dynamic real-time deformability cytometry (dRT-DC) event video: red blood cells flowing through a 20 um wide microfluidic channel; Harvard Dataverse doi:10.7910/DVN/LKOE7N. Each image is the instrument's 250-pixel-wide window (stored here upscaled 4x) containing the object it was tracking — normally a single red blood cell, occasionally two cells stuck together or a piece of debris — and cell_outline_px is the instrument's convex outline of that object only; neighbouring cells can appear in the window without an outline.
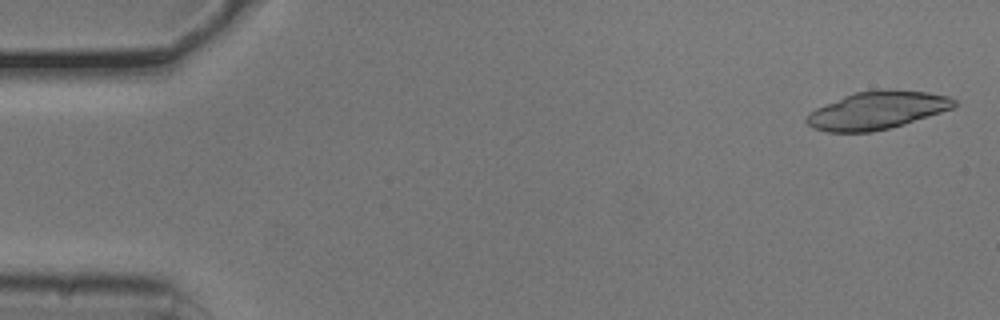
{"species": "common noctule bat (a hibernating species)", "species_latin": "Nyctalus noctula", "temperature_condition": "cold", "stored_images_in_passage": 52, "camera_frame_rate_fps": 3000, "um_per_image_px": 0.085, "animal": {"sex": "male", "body_mass_g": 20.5, "forearm_length_mm": 52.5}, "frame": {"image": 1, "passage_image": 2, "time_ms": 0.333, "image_size_px": [1000, 320], "cell_outline_px": [[956, 104], [952, 108], [904, 124], [872, 132], [828, 132], [812, 128], [804, 120], [808, 112], [816, 108], [844, 96], [856, 92], [884, 88], [928, 92], [948, 96], [956, 100]], "centroid_in_image_um": [74.52, 9.37], "position_along_channel_um": 10.5, "area_um2": 32.48}}
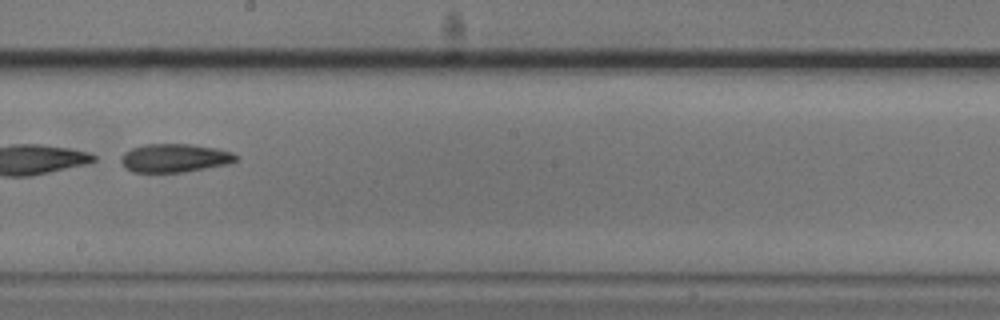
{"frame": {"image": 2, "passage_image": 30, "time_ms": 9.667, "image_size_px": [1000, 320], "cell_outline_px": [[240, 156], [236, 160], [228, 164], [184, 172], [132, 172], [124, 168], [120, 160], [120, 156], [124, 152], [132, 148], [144, 144], [188, 144], [216, 148], [232, 152]], "centroid_in_image_um": [14.82, 13.43], "position_along_channel_um": 233.4, "area_um2": 19.19}}